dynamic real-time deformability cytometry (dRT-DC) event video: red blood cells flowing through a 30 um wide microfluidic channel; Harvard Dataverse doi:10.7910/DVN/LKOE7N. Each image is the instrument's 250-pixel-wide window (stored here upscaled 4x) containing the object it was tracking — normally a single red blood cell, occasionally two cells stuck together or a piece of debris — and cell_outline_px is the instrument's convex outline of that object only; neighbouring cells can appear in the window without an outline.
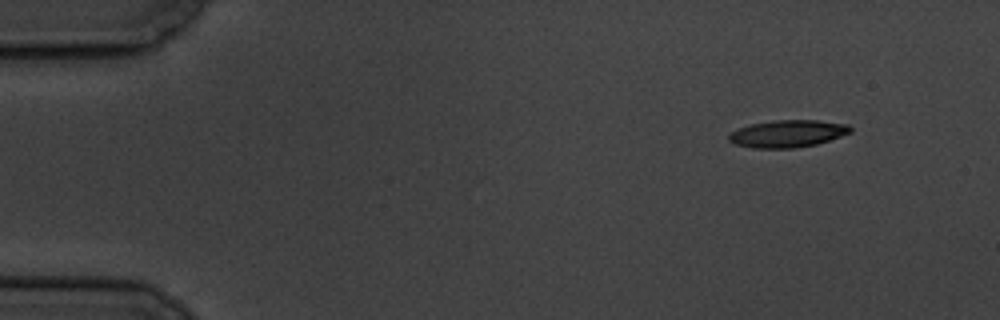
{"species": "common noctule bat (a hibernating species)", "species_latin": "Nyctalus noctula", "temperature_condition": "cold", "stored_images_in_passage": 3, "camera_frame_rate_fps": 3000, "um_per_image_px": 0.085, "animal": {"sex": "male", "body_mass_g": 19.5, "forearm_length_mm": 54.6}, "frame": {"image": 1, "passage_image": 1, "time_ms": 0.0, "image_size_px": [1000, 320], "cell_outline_px": [[852, 132], [816, 144], [796, 148], [752, 148], [736, 144], [728, 140], [728, 136], [736, 128], [752, 124], [772, 120], [816, 120], [848, 124], [852, 128]], "centroid_in_image_um": [66.94, 11.36], "position_along_channel_um": 18.1, "area_um2": 19.31}}